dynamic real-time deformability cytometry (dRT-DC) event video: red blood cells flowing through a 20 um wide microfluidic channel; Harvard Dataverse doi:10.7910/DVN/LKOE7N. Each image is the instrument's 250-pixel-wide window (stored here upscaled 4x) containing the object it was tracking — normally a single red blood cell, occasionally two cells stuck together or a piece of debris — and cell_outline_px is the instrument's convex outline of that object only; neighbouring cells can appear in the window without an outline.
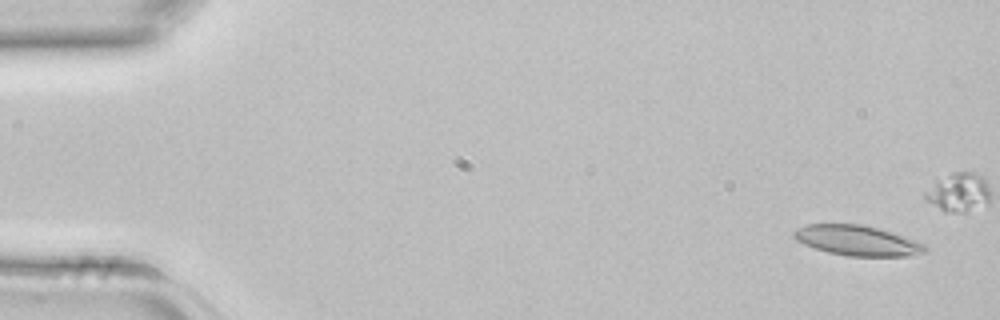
{"species": "common noctule bat (a hibernating species)", "species_latin": "Nyctalus noctula", "temperature_condition": "room temperature", "stored_images_in_passage": 5, "camera_frame_rate_fps": 3000, "um_per_image_px": 0.085, "animal": {"sex": "female", "body_mass_g": 22.7, "forearm_length_mm": 54.2}, "frame": {"image": 1, "passage_image": 1, "time_ms": 0.0, "image_size_px": [1000, 320], "cell_outline_px": [[928, 252], [916, 256], [848, 256], [828, 252], [804, 244], [796, 240], [792, 236], [792, 232], [796, 228], [808, 224], [860, 224], [880, 228], [892, 232], [924, 244], [928, 248]], "centroid_in_image_um": [72.89, 20.45], "position_along_channel_um": 12.1, "area_um2": 23.24}}